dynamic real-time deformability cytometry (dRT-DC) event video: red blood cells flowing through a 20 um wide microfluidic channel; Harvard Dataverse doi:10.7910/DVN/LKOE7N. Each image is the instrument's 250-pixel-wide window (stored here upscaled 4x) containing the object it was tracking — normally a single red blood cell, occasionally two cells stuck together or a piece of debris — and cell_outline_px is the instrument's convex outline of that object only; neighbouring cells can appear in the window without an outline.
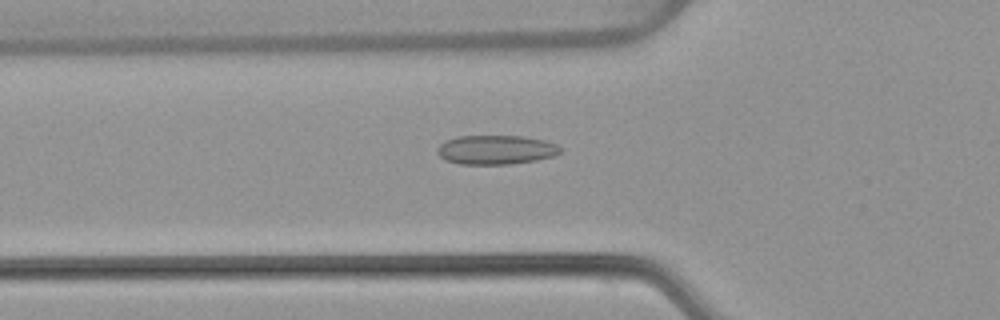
{"species": "common noctule bat (a hibernating species)", "species_latin": "Nyctalus noctula", "temperature_condition": "warm", "stored_images_in_passage": 53, "camera_frame_rate_fps": 3000, "um_per_image_px": 0.085, "animal": {"sex": "female", "body_mass_g": 22.7, "forearm_length_mm": 54.2}, "frame": {"image": 1, "passage_image": 19, "time_ms": 6.0, "image_size_px": [1000, 320], "cell_outline_px": [[560, 152], [552, 156], [536, 160], [512, 164], [460, 164], [444, 160], [436, 152], [436, 148], [444, 140], [456, 136], [524, 136], [544, 140], [556, 144], [560, 148]], "centroid_in_image_um": [42.09, 12.73], "position_along_channel_um": 83.7, "area_um2": 21.04}}
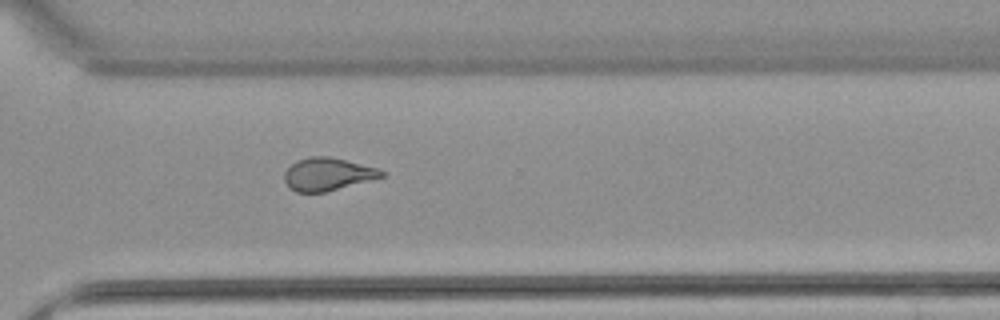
{"frame": {"image": 2, "passage_image": 39, "time_ms": 12.667, "image_size_px": [1000, 320], "cell_outline_px": [[384, 176], [324, 192], [296, 192], [288, 188], [284, 180], [284, 172], [296, 160], [312, 156], [328, 156], [380, 168], [384, 172]], "centroid_in_image_um": [27.81, 14.8], "position_along_channel_um": 342.8, "area_um2": 18.44}}
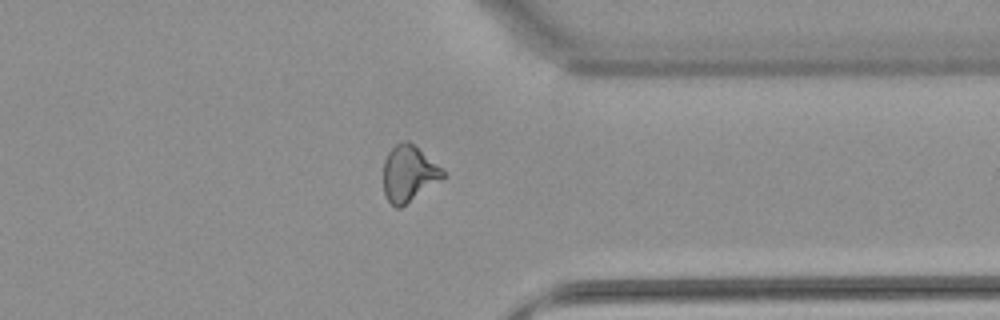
{"frame": {"image": 3, "passage_image": 42, "time_ms": 13.667, "image_size_px": [1000, 320], "cell_outline_px": [[444, 176], [400, 208], [396, 208], [388, 200], [384, 192], [384, 160], [388, 152], [396, 144], [404, 140], [408, 140], [440, 168], [444, 172]], "centroid_in_image_um": [34.68, 14.75], "position_along_channel_um": 376.7, "area_um2": 18.67}, "authors_computed_cell_mechanics": {"area_um2": 19.7676, "velocity_mm_per_s": 3.8835, "shape_relaxation_time_tau1_ms": null, "shape_relaxation_time_tau2_ms": 1.4788, "deformation_change_tau1": null, "deformation_change_tau2": 0.0754}}